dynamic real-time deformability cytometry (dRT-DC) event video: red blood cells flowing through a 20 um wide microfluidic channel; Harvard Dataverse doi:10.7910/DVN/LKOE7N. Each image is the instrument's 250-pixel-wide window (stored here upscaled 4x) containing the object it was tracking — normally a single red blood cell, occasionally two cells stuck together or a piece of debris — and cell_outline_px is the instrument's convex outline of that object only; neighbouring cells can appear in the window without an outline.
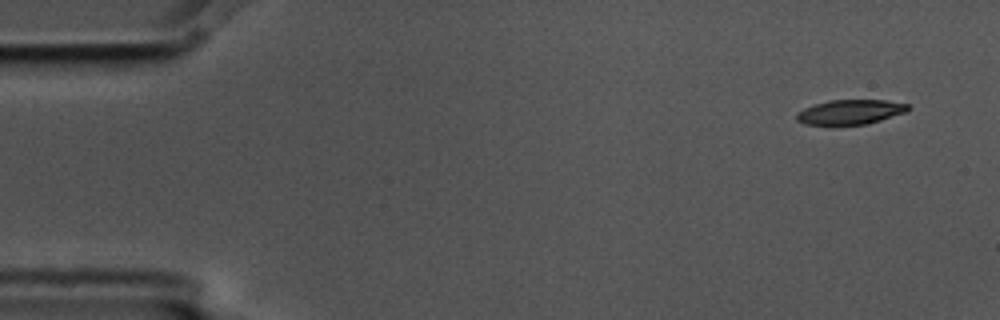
{"species": "common noctule bat (a hibernating species)", "species_latin": "Nyctalus noctula", "temperature_condition": "cold", "stored_images_in_passage": 9, "camera_frame_rate_fps": 3000, "um_per_image_px": 0.085, "animal": {"sex": "male", "body_mass_g": 17.5, "forearm_length_mm": 52.3}, "frame": {"image": 1, "passage_image": 1, "time_ms": 0.0, "image_size_px": [1000, 320], "cell_outline_px": [[912, 108], [908, 112], [868, 124], [804, 124], [796, 120], [796, 112], [804, 108], [828, 100], [884, 100], [908, 104]], "centroid_in_image_um": [72.31, 9.51], "position_along_channel_um": 12.7, "area_um2": 16.07}}